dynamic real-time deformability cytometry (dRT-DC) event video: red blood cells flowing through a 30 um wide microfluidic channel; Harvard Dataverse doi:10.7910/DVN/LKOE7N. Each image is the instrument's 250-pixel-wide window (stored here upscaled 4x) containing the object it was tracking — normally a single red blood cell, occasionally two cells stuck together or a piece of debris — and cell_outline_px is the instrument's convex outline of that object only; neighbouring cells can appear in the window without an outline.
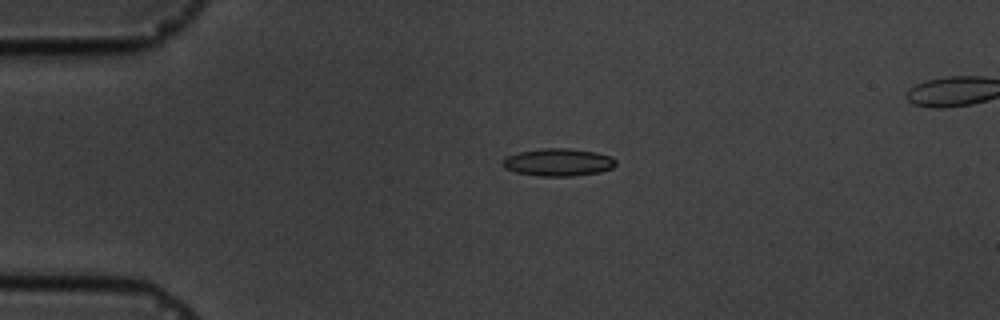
{"species": "common noctule bat (a hibernating species)", "species_latin": "Nyctalus noctula", "temperature_condition": "cold", "stored_images_in_passage": 15, "segment_of_instrument_passage": [1, 2], "camera_frame_rate_fps": 3000, "um_per_image_px": 0.085, "animal": {"sex": "male", "body_mass_g": 19.5, "forearm_length_mm": 54.6}, "frame": {"image": 1, "passage_image": 3, "time_ms": 2.333, "image_size_px": [1000, 320], "cell_outline_px": [[616, 164], [612, 168], [600, 172], [572, 176], [540, 176], [516, 172], [504, 168], [500, 164], [500, 160], [508, 156], [520, 152], [544, 148], [568, 148], [596, 152], [612, 156], [616, 160]], "centroid_in_image_um": [47.45, 13.79], "position_along_channel_um": 37.6, "area_um2": 18.26}}
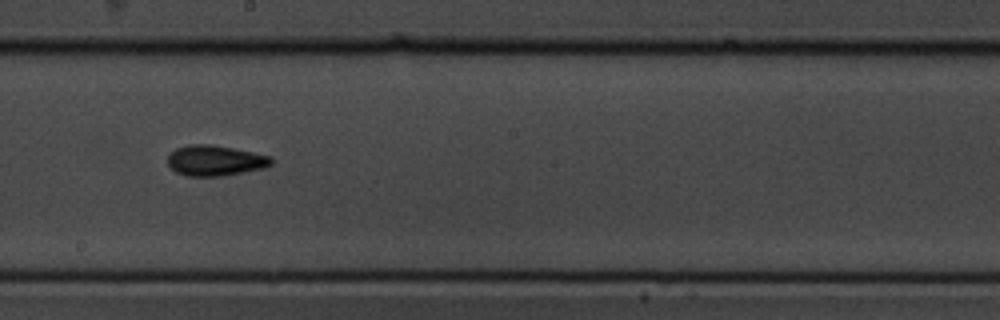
{"frame": {"image": 2, "passage_image": 8, "time_ms": 8.667, "image_size_px": [1000, 320], "cell_outline_px": [[272, 164], [264, 168], [224, 176], [184, 176], [176, 172], [168, 164], [168, 156], [176, 148], [188, 144], [212, 144], [272, 156]], "centroid_in_image_um": [18.29, 13.65], "position_along_channel_um": 229.9, "area_um2": 18.5}}
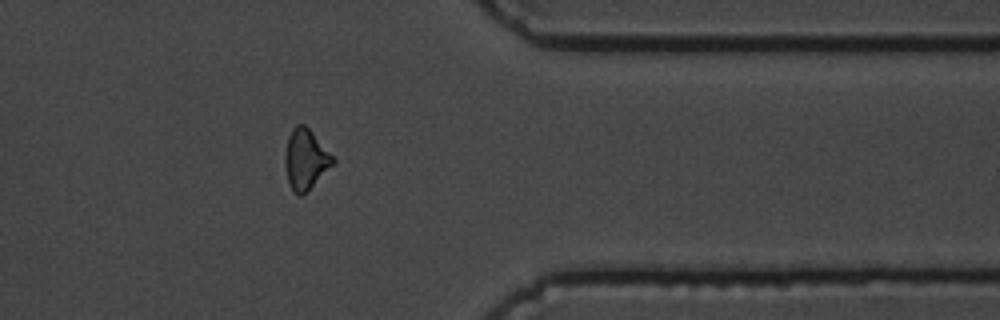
{"frame": {"image": 3, "passage_image": 12, "time_ms": 13.333, "image_size_px": [1000, 320], "cell_outline_px": [[336, 160], [300, 196], [296, 196], [292, 192], [288, 180], [284, 164], [284, 152], [288, 136], [292, 128], [296, 124], [304, 124], [312, 132]], "centroid_in_image_um": [25.91, 13.51], "position_along_channel_um": 385.5, "area_um2": 16.42}}